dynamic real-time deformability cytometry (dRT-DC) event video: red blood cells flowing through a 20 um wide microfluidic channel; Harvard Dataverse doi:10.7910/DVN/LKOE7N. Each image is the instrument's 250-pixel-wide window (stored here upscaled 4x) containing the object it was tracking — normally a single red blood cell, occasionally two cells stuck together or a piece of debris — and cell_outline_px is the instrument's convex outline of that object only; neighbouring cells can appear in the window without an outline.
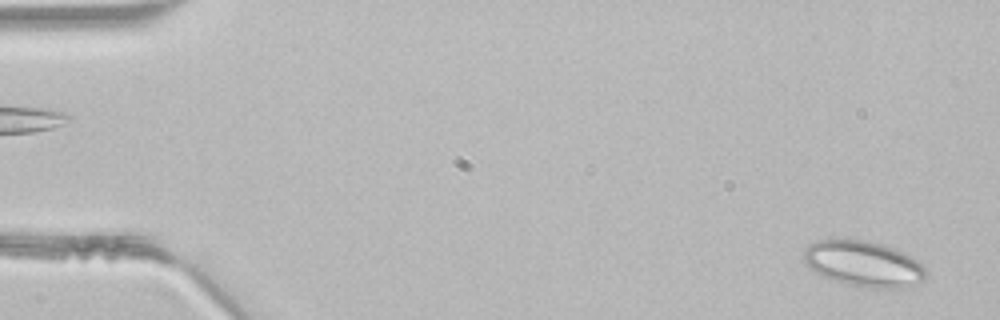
{"species": "common noctule bat (a hibernating species)", "species_latin": "Nyctalus noctula", "temperature_condition": "room temperature", "stored_images_in_passage": 9, "camera_frame_rate_fps": 3000, "um_per_image_px": 0.085, "animal": {"sex": "male", "body_mass_g": 21.5, "forearm_length_mm": 52.0}, "frame": {"image": 1, "passage_image": 2, "time_ms": 0.333, "image_size_px": [1000, 320], "cell_outline_px": [[928, 272], [924, 284], [912, 288], [868, 288], [848, 284], [820, 276], [808, 268], [804, 264], [804, 248], [808, 244], [816, 240], [828, 236], [848, 236], [880, 244], [904, 252], [920, 260]], "centroid_in_image_um": [73.41, 22.39], "position_along_channel_um": 11.6, "area_um2": 34.33}}